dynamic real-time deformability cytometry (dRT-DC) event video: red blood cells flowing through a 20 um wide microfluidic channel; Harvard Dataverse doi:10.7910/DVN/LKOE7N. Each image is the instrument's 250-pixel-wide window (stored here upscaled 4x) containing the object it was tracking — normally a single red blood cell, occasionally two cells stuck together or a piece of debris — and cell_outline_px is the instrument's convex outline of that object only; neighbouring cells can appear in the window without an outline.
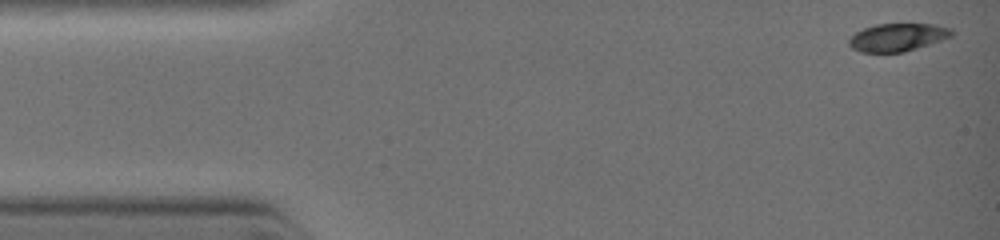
{"species": "common noctule bat (a hibernating species)", "species_latin": "Nyctalus noctula", "temperature_condition": "warm", "stored_images_in_passage": 8, "camera_frame_rate_fps": 3000, "um_per_image_px": 0.085, "animal": {"sex": "female", "body_mass_g": 19.0, "forearm_length_mm": 51.5}, "frame": {"image": 1, "passage_image": 1, "time_ms": 0.0, "image_size_px": [1000, 240], "cell_outline_px": [[956, 32], [952, 36], [904, 52], [860, 52], [852, 48], [848, 44], [848, 40], [856, 32], [864, 28], [876, 24], [932, 24], [952, 28]], "centroid_in_image_um": [76.3, 3.16], "position_along_channel_um": 8.7, "area_um2": 16.59}}
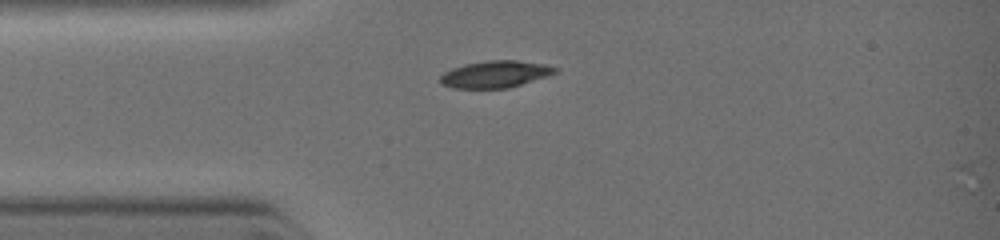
{"frame": {"image": 2, "passage_image": 7, "time_ms": 2.333, "image_size_px": [1000, 240], "cell_outline_px": [[560, 68], [556, 72], [548, 76], [508, 88], [452, 88], [440, 84], [440, 76], [444, 72], [452, 68], [464, 64], [488, 60], [516, 60], [544, 64]], "centroid_in_image_um": [42.09, 6.3], "position_along_channel_um": 42.9, "area_um2": 18.09}}